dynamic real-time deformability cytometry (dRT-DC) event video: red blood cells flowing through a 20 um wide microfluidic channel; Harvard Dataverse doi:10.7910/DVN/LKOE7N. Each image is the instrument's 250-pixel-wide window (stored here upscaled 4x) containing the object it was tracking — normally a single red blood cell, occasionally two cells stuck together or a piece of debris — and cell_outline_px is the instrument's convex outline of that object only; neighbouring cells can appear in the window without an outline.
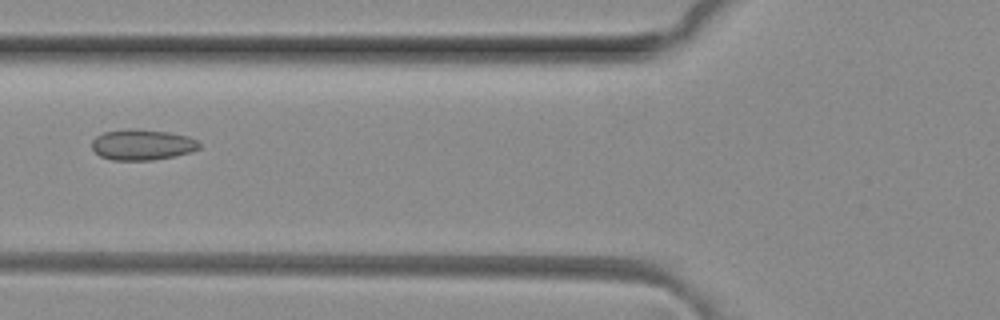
{"species": "common noctule bat (a hibernating species)", "species_latin": "Nyctalus noctula", "temperature_condition": "room temperature", "stored_images_in_passage": 6, "camera_frame_rate_fps": 3000, "um_per_image_px": 0.085, "animal": {"sex": "female", "body_mass_g": 29.2, "forearm_length_mm": 56.3}, "frame": {"image": 1, "passage_image": 6, "time_ms": 1.667, "image_size_px": [1000, 320], "cell_outline_px": [[200, 148], [176, 156], [152, 160], [112, 160], [100, 156], [92, 148], [92, 140], [96, 136], [104, 132], [128, 128], [168, 132], [188, 136], [196, 140], [200, 144]], "centroid_in_image_um": [12.07, 12.3], "position_along_channel_um": 113.7, "area_um2": 19.19}}